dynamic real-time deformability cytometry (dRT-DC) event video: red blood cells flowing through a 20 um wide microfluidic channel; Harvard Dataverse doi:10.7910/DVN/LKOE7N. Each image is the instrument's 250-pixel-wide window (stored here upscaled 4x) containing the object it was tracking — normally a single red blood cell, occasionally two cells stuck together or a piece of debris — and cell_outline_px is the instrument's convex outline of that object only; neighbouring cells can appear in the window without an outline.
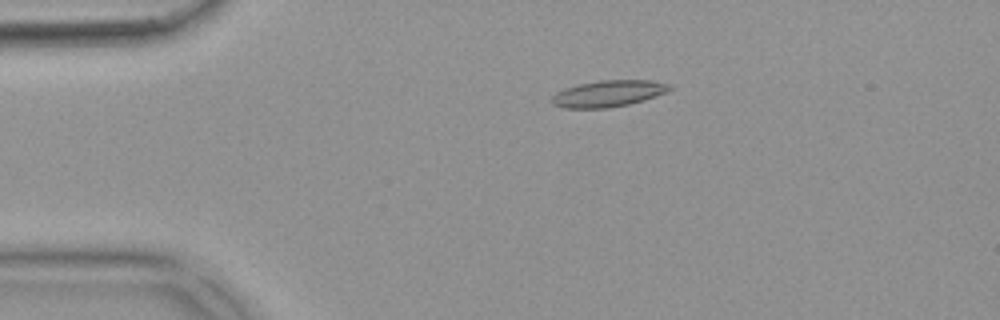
{"species": "common noctule bat (a hibernating species)", "species_latin": "Nyctalus noctula", "temperature_condition": "warm", "stored_images_in_passage": 53, "camera_frame_rate_fps": 3000, "um_per_image_px": 0.085, "animal": {"sex": "female", "body_mass_g": 18.4}, "frame": {"image": 1, "passage_image": 11, "time_ms": 3.333, "image_size_px": [1000, 320], "cell_outline_px": [[672, 88], [668, 92], [644, 100], [628, 104], [608, 108], [564, 108], [552, 104], [552, 96], [556, 92], [564, 88], [580, 84], [600, 80], [652, 80], [668, 84]], "centroid_in_image_um": [51.71, 7.95], "position_along_channel_um": 33.3, "area_um2": 18.15}}
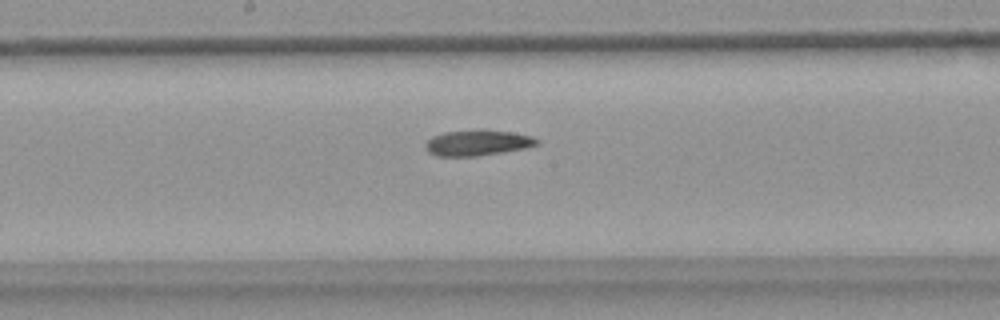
{"frame": {"image": 2, "passage_image": 28, "time_ms": 9.0, "image_size_px": [1000, 320], "cell_outline_px": [[540, 144], [524, 148], [480, 156], [436, 156], [428, 152], [424, 148], [424, 144], [432, 136], [444, 132], [484, 128], [512, 132], [532, 136], [540, 140]], "centroid_in_image_um": [40.58, 12.12], "position_along_channel_um": 207.6, "area_um2": 17.11}}
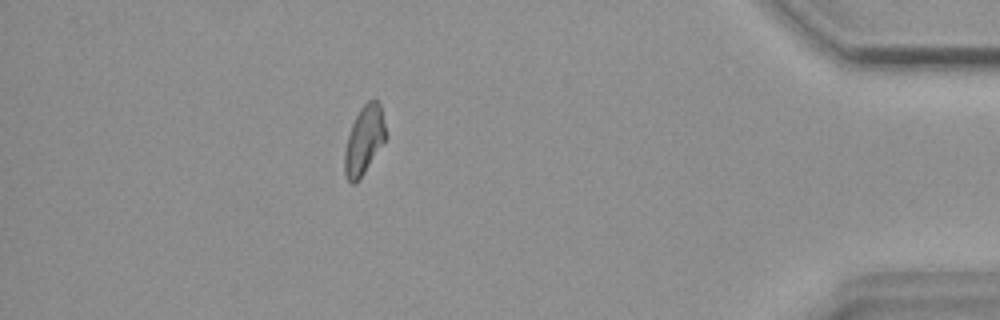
{"frame": {"image": 3, "passage_image": 47, "time_ms": 15.333, "image_size_px": [1000, 320], "cell_outline_px": [[384, 140], [360, 180], [356, 184], [352, 184], [348, 180], [344, 172], [344, 152], [348, 136], [352, 124], [360, 108], [368, 100], [376, 96], [380, 104], [384, 124]], "centroid_in_image_um": [30.92, 11.91], "position_along_channel_um": 404.3, "area_um2": 16.18}}